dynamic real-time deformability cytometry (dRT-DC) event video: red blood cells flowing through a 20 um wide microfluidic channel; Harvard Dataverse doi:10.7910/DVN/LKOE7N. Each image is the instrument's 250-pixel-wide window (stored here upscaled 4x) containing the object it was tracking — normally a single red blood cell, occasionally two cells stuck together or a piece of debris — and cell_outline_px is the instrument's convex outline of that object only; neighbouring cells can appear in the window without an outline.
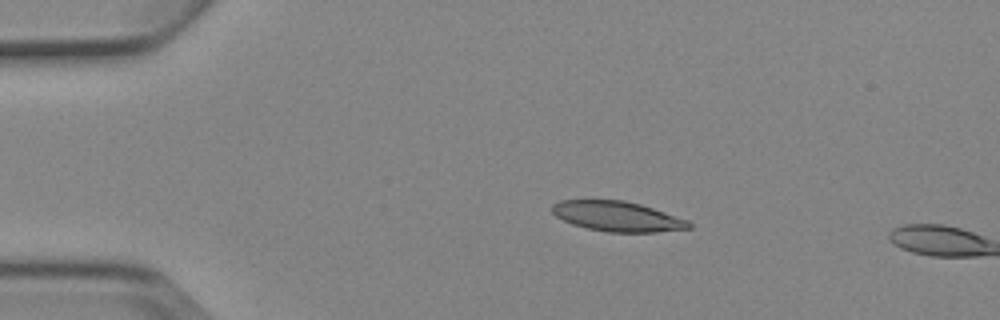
{"species": "Egyptian fruit bat (a non-hibernating species)", "species_latin": "Rousettus aegyptiacus", "temperature_condition": "cold", "stored_images_in_passage": 4, "camera_frame_rate_fps": 3000, "um_per_image_px": 0.085, "animal": {"sex": "female"}, "frame": {"image": 1, "passage_image": 3, "time_ms": 2.333, "image_size_px": [1000, 320], "cell_outline_px": [[692, 228], [656, 232], [608, 232], [588, 228], [572, 224], [556, 216], [552, 212], [552, 204], [560, 200], [624, 200], [640, 204], [688, 220], [692, 224]], "centroid_in_image_um": [52.47, 18.39], "position_along_channel_um": 32.5, "area_um2": 23.81}}